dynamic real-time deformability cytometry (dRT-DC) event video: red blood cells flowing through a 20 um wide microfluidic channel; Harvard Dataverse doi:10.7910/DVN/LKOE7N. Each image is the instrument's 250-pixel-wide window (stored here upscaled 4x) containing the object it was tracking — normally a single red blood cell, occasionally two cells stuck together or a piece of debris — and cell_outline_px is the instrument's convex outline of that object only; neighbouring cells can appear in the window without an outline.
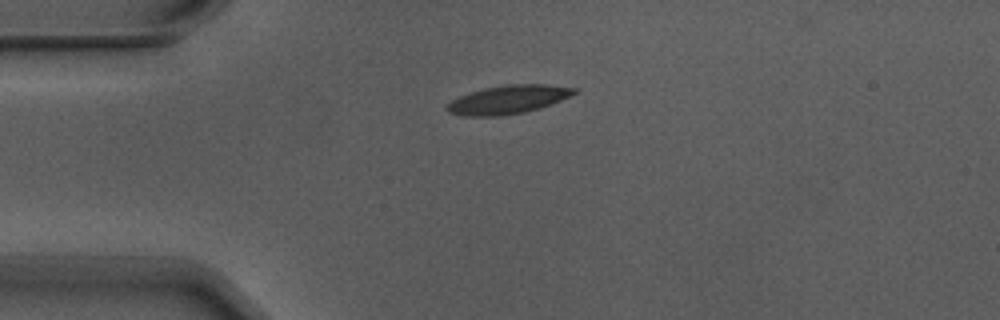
{"species": "Egyptian fruit bat (a non-hibernating species)", "species_latin": "Rousettus aegyptiacus", "temperature_condition": "warm", "stored_images_in_passage": 2, "camera_frame_rate_fps": 3000, "um_per_image_px": 0.085, "animal": {"sex": "male"}, "frame": {"image": 1, "passage_image": 1, "time_ms": 0.0, "image_size_px": [1000, 320], "cell_outline_px": [[576, 92], [552, 104], [540, 108], [524, 112], [496, 116], [464, 116], [448, 112], [444, 108], [452, 100], [460, 96], [484, 88], [508, 84], [544, 84], [576, 88]], "centroid_in_image_um": [43.16, 8.46], "position_along_channel_um": 41.8, "area_um2": 20.87}}